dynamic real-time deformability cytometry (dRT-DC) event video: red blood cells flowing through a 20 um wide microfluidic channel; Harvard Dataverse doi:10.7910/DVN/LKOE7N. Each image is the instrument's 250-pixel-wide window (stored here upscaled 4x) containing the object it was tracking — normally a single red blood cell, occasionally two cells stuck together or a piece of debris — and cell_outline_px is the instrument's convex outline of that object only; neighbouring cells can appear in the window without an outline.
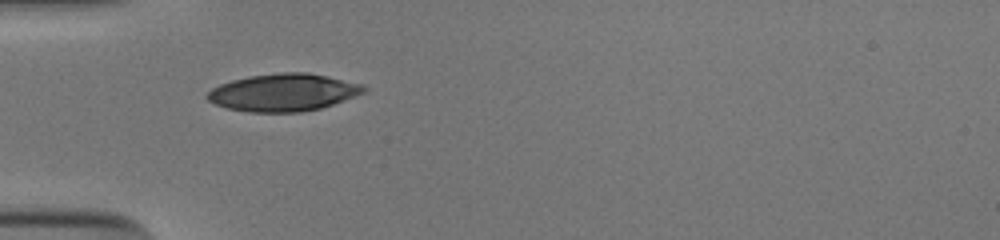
{"species": "human", "species_latin": "Homo sapiens", "temperature_condition": "cold", "stored_images_in_passage": 30, "camera_frame_rate_fps": 3000, "um_per_image_px": 0.085, "donor": {"sex": "male"}, "frame": {"image": 1, "passage_image": 1, "time_ms": 0.0, "image_size_px": [1000, 240], "cell_outline_px": [[368, 88], [364, 92], [332, 104], [320, 108], [300, 112], [248, 112], [228, 108], [216, 104], [208, 100], [204, 96], [212, 88], [220, 84], [232, 80], [248, 76], [280, 72], [308, 72], [328, 76], [364, 84]], "centroid_in_image_um": [24.08, 7.84], "position_along_channel_um": 60.9, "area_um2": 34.16}}
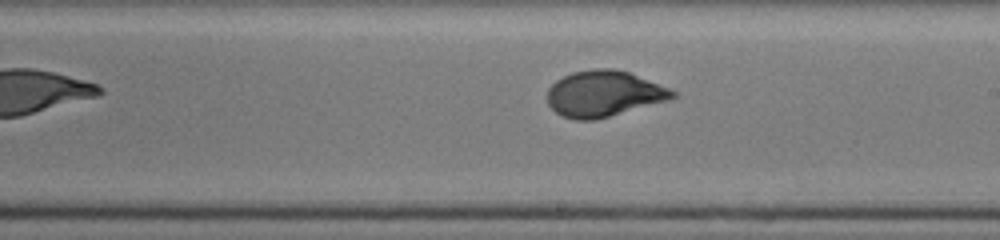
{"frame": {"image": 2, "passage_image": 15, "time_ms": 4.667, "image_size_px": [1000, 240], "cell_outline_px": [[676, 96], [672, 100], [592, 120], [576, 120], [564, 116], [556, 112], [548, 104], [548, 88], [556, 80], [572, 72], [596, 68], [612, 68], [628, 72], [668, 88], [676, 92]], "centroid_in_image_um": [51.33, 7.96], "position_along_channel_um": 237.7, "area_um2": 33.29}}
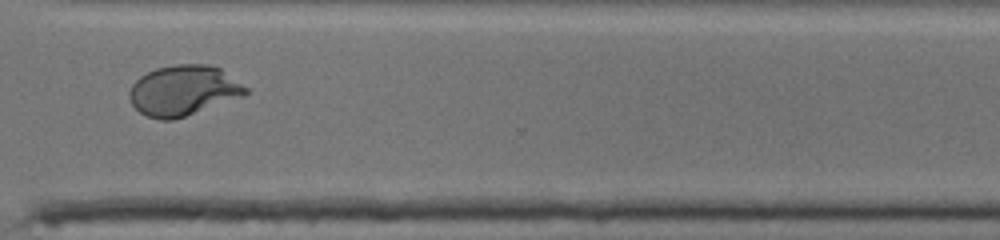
{"frame": {"image": 3, "passage_image": 24, "time_ms": 7.667, "image_size_px": [1000, 240], "cell_outline_px": [[248, 92], [244, 96], [172, 120], [160, 120], [148, 116], [140, 112], [132, 104], [128, 96], [128, 92], [132, 84], [140, 76], [156, 68], [176, 64], [208, 64], [220, 68], [248, 88]], "centroid_in_image_um": [15.57, 7.68], "position_along_channel_um": 355.0, "area_um2": 33.93}, "authors_computed_cell_mechanics": {"area_um2": 33.3506, "velocity_mm_per_s": 3.8913, "shape_relaxation_time_tau1_ms": 4.1488, "shape_relaxation_time_tau2_ms": null, "deformation_change_tau1": 0.2031, "deformation_change_tau2": null}}